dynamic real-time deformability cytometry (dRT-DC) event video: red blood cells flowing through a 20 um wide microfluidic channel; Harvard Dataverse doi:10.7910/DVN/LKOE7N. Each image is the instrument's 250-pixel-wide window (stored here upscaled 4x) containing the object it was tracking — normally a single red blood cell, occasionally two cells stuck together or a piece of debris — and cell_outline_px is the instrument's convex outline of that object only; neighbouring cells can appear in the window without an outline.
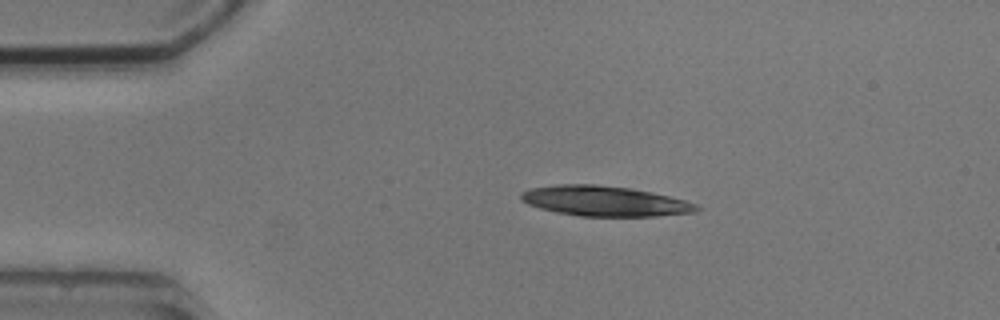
{"species": "common noctule bat (a hibernating species)", "species_latin": "Nyctalus noctula", "temperature_condition": "cold", "stored_images_in_passage": 3, "camera_frame_rate_fps": 3000, "um_per_image_px": 0.085, "animal": {"sex": "male", "body_mass_g": 20.5, "forearm_length_mm": 52.5}, "frame": {"image": 1, "passage_image": 1, "time_ms": 0.0, "image_size_px": [1000, 320], "cell_outline_px": [[704, 208], [696, 212], [656, 216], [580, 216], [556, 212], [540, 208], [528, 204], [520, 200], [520, 192], [532, 188], [556, 184], [596, 184], [628, 188], [668, 196], [684, 200], [696, 204]], "centroid_in_image_um": [51.38, 17.09], "position_along_channel_um": 33.6, "area_um2": 30.81}}